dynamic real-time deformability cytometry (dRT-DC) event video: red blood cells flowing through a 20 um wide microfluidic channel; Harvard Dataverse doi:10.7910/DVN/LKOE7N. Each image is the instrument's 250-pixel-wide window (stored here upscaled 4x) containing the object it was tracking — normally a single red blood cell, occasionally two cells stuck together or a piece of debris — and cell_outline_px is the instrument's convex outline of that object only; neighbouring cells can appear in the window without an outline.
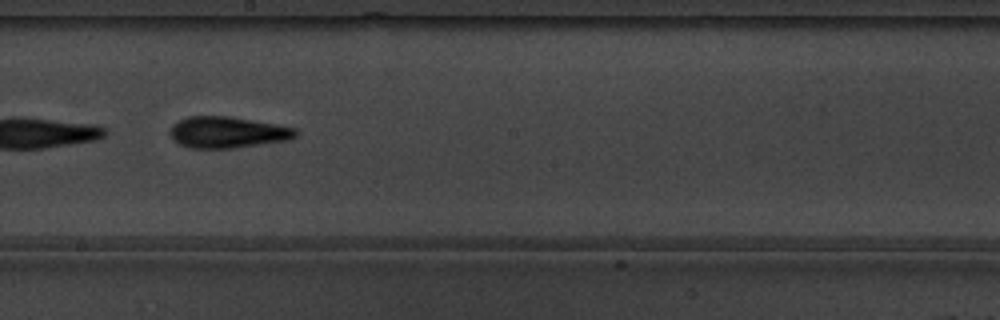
{"species": "common noctule bat (a hibernating species)", "species_latin": "Nyctalus noctula", "temperature_condition": "warm", "stored_images_in_passage": 9, "camera_frame_rate_fps": 3000, "um_per_image_px": 0.085, "animal": {"sex": "male", "body_mass_g": 19.5, "forearm_length_mm": 54.6}, "frame": {"image": 1, "passage_image": 8, "time_ms": 2.333, "image_size_px": [1000, 320], "cell_outline_px": [[300, 132], [296, 136], [288, 140], [232, 148], [188, 148], [180, 144], [168, 132], [172, 124], [188, 116], [228, 116], [276, 124], [296, 128]], "centroid_in_image_um": [19.34, 11.24], "position_along_channel_um": 228.9, "area_um2": 22.89}}